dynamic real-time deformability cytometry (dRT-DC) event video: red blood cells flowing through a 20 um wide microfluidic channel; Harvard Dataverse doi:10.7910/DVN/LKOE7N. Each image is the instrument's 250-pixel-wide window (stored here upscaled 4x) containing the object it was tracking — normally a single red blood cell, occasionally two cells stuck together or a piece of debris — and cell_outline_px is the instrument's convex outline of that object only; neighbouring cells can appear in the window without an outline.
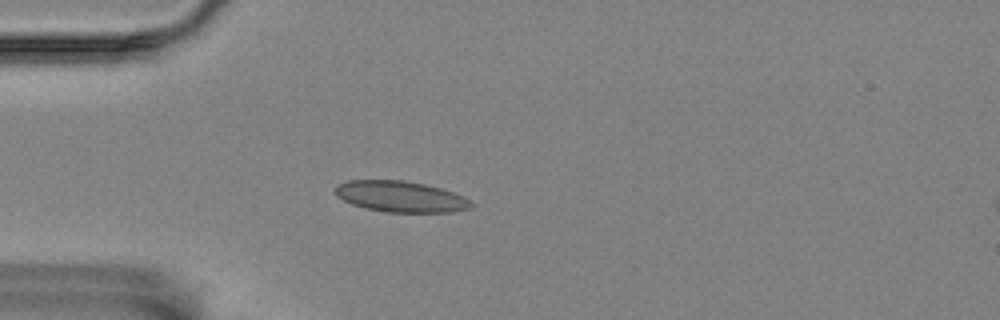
{"species": "Egyptian fruit bat (a non-hibernating species)", "species_latin": "Rousettus aegyptiacus", "temperature_condition": "room temperature", "stored_images_in_passage": 4, "camera_frame_rate_fps": 3000, "um_per_image_px": 0.085, "animal": {"sex": "female"}, "frame": {"image": 1, "passage_image": 3, "time_ms": 0.667, "image_size_px": [1000, 320], "cell_outline_px": [[476, 204], [472, 208], [452, 212], [388, 212], [364, 208], [352, 204], [336, 196], [336, 184], [348, 180], [404, 180], [424, 184], [440, 188], [464, 196]], "centroid_in_image_um": [34.08, 16.71], "position_along_channel_um": 50.9, "area_um2": 24.68}}